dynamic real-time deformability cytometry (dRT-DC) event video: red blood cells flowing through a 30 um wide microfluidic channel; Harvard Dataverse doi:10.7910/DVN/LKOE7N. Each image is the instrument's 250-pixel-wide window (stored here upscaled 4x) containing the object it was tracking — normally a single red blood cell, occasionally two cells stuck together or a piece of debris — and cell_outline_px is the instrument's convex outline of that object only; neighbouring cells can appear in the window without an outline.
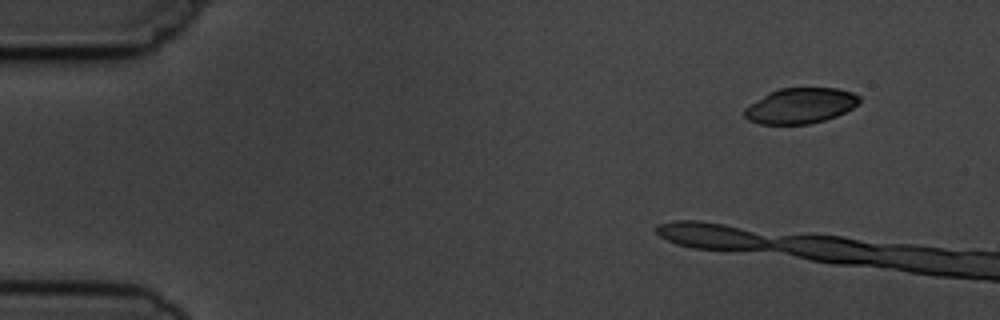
{"species": "common noctule bat (a hibernating species)", "species_latin": "Nyctalus noctula", "temperature_condition": "cold", "stored_images_in_passage": 6, "segment_of_instrument_passage": [2, 2], "camera_frame_rate_fps": 3000, "um_per_image_px": 0.085, "animal": {"sex": "male", "body_mass_g": 19.5, "forearm_length_mm": 54.6}, "frame": {"image": 1, "passage_image": 6, "time_ms": 6.667, "image_size_px": [1000, 320], "cell_outline_px": [[860, 100], [852, 108], [836, 116], [824, 120], [808, 124], [760, 124], [748, 120], [744, 116], [744, 108], [768, 92], [780, 88], [836, 88], [852, 92], [860, 96]], "centroid_in_image_um": [68.01, 8.98], "position_along_channel_um": 17.0, "area_um2": 23.7}}